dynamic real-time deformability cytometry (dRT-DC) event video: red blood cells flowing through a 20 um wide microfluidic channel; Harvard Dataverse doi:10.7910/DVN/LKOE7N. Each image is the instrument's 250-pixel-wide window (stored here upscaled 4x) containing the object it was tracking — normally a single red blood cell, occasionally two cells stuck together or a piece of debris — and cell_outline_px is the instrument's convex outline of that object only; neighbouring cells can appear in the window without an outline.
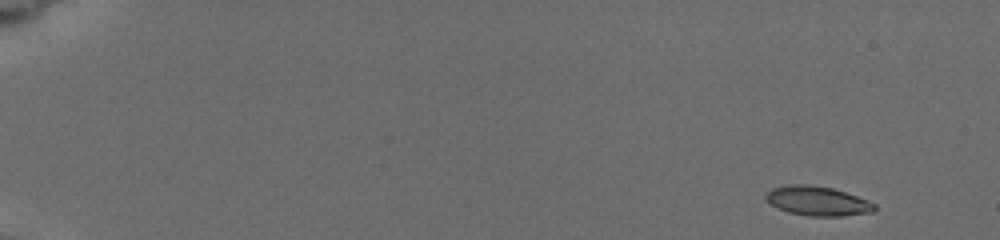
{"species": "common noctule bat (a hibernating species)", "species_latin": "Nyctalus noctula", "temperature_condition": "cold", "stored_images_in_passage": 9, "camera_frame_rate_fps": 3000, "um_per_image_px": 0.085, "animal": {"sex": "female", "body_mass_g": 19.5, "forearm_length_mm": 54.1}, "frame": {"image": 1, "passage_image": 1, "time_ms": 0.0, "image_size_px": [1000, 240], "cell_outline_px": [[876, 208], [872, 212], [840, 216], [808, 216], [788, 212], [776, 208], [764, 200], [764, 196], [772, 188], [788, 184], [812, 184], [832, 188], [868, 200], [876, 204]], "centroid_in_image_um": [69.44, 17.08], "position_along_channel_um": 15.6, "area_um2": 18.79}}
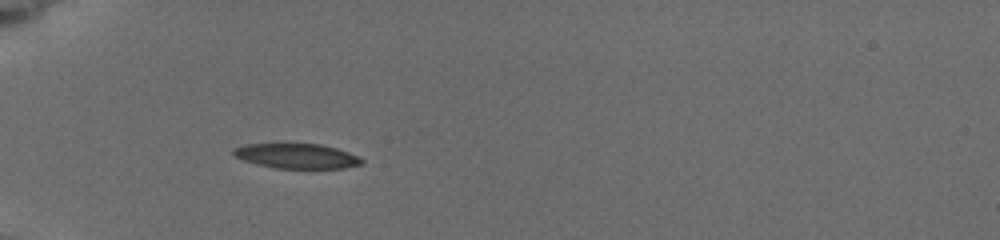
{"frame": {"image": 2, "passage_image": 6, "time_ms": 5.0, "image_size_px": [1000, 240], "cell_outline_px": [[364, 164], [344, 168], [276, 168], [256, 164], [232, 156], [232, 148], [244, 144], [320, 144], [336, 148], [348, 152], [364, 160]], "centroid_in_image_um": [25.19, 13.26], "position_along_channel_um": 59.8, "area_um2": 18.61}}
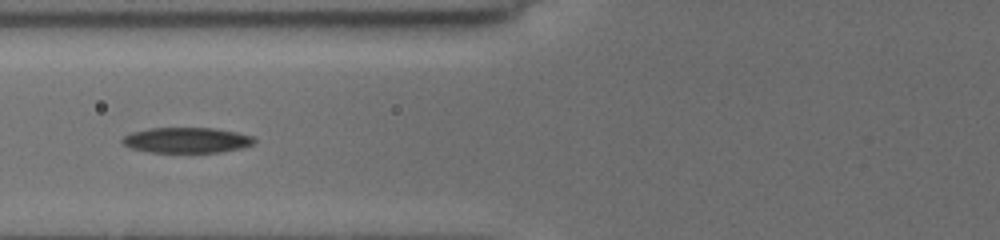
{"frame": {"image": 3, "passage_image": 8, "time_ms": 6.667, "image_size_px": [1000, 240], "cell_outline_px": [[256, 140], [252, 144], [240, 148], [220, 152], [148, 152], [132, 148], [124, 144], [120, 140], [124, 136], [132, 132], [148, 128], [216, 128], [236, 132], [252, 136]], "centroid_in_image_um": [15.85, 11.91], "position_along_channel_um": 109.9, "area_um2": 19.48}}